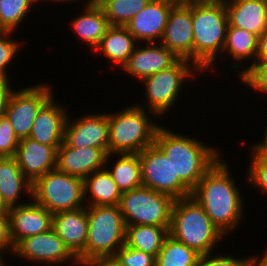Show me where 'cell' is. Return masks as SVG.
<instances>
[{
  "instance_id": "cell-44",
  "label": "cell",
  "mask_w": 267,
  "mask_h": 266,
  "mask_svg": "<svg viewBox=\"0 0 267 266\" xmlns=\"http://www.w3.org/2000/svg\"><path fill=\"white\" fill-rule=\"evenodd\" d=\"M83 266H119L112 259H101L89 262Z\"/></svg>"
},
{
  "instance_id": "cell-4",
  "label": "cell",
  "mask_w": 267,
  "mask_h": 266,
  "mask_svg": "<svg viewBox=\"0 0 267 266\" xmlns=\"http://www.w3.org/2000/svg\"><path fill=\"white\" fill-rule=\"evenodd\" d=\"M169 235L200 255L215 252L225 236L191 196L174 201Z\"/></svg>"
},
{
  "instance_id": "cell-30",
  "label": "cell",
  "mask_w": 267,
  "mask_h": 266,
  "mask_svg": "<svg viewBox=\"0 0 267 266\" xmlns=\"http://www.w3.org/2000/svg\"><path fill=\"white\" fill-rule=\"evenodd\" d=\"M200 254L168 235L156 257L155 266H196Z\"/></svg>"
},
{
  "instance_id": "cell-49",
  "label": "cell",
  "mask_w": 267,
  "mask_h": 266,
  "mask_svg": "<svg viewBox=\"0 0 267 266\" xmlns=\"http://www.w3.org/2000/svg\"><path fill=\"white\" fill-rule=\"evenodd\" d=\"M0 266H5V256L0 259Z\"/></svg>"
},
{
  "instance_id": "cell-26",
  "label": "cell",
  "mask_w": 267,
  "mask_h": 266,
  "mask_svg": "<svg viewBox=\"0 0 267 266\" xmlns=\"http://www.w3.org/2000/svg\"><path fill=\"white\" fill-rule=\"evenodd\" d=\"M22 191L32 198V183L14 157H0V194L5 204L8 207L24 204L20 202Z\"/></svg>"
},
{
  "instance_id": "cell-29",
  "label": "cell",
  "mask_w": 267,
  "mask_h": 266,
  "mask_svg": "<svg viewBox=\"0 0 267 266\" xmlns=\"http://www.w3.org/2000/svg\"><path fill=\"white\" fill-rule=\"evenodd\" d=\"M168 235L169 230L166 227L126 225L125 244L128 247L157 257Z\"/></svg>"
},
{
  "instance_id": "cell-33",
  "label": "cell",
  "mask_w": 267,
  "mask_h": 266,
  "mask_svg": "<svg viewBox=\"0 0 267 266\" xmlns=\"http://www.w3.org/2000/svg\"><path fill=\"white\" fill-rule=\"evenodd\" d=\"M119 266H155L156 257L124 244L111 258Z\"/></svg>"
},
{
  "instance_id": "cell-47",
  "label": "cell",
  "mask_w": 267,
  "mask_h": 266,
  "mask_svg": "<svg viewBox=\"0 0 267 266\" xmlns=\"http://www.w3.org/2000/svg\"><path fill=\"white\" fill-rule=\"evenodd\" d=\"M157 1H165V2H169L173 5H178V4H182L183 0H157Z\"/></svg>"
},
{
  "instance_id": "cell-31",
  "label": "cell",
  "mask_w": 267,
  "mask_h": 266,
  "mask_svg": "<svg viewBox=\"0 0 267 266\" xmlns=\"http://www.w3.org/2000/svg\"><path fill=\"white\" fill-rule=\"evenodd\" d=\"M150 0H95L110 26H125Z\"/></svg>"
},
{
  "instance_id": "cell-19",
  "label": "cell",
  "mask_w": 267,
  "mask_h": 266,
  "mask_svg": "<svg viewBox=\"0 0 267 266\" xmlns=\"http://www.w3.org/2000/svg\"><path fill=\"white\" fill-rule=\"evenodd\" d=\"M57 150L54 146L27 137L20 139L14 158L23 174L33 183L38 177L56 169Z\"/></svg>"
},
{
  "instance_id": "cell-20",
  "label": "cell",
  "mask_w": 267,
  "mask_h": 266,
  "mask_svg": "<svg viewBox=\"0 0 267 266\" xmlns=\"http://www.w3.org/2000/svg\"><path fill=\"white\" fill-rule=\"evenodd\" d=\"M52 96L39 110L34 120L29 138L37 142L54 146H61L64 138V129L68 118V109L58 104ZM54 100V101H53Z\"/></svg>"
},
{
  "instance_id": "cell-2",
  "label": "cell",
  "mask_w": 267,
  "mask_h": 266,
  "mask_svg": "<svg viewBox=\"0 0 267 266\" xmlns=\"http://www.w3.org/2000/svg\"><path fill=\"white\" fill-rule=\"evenodd\" d=\"M192 136L172 132L159 126L154 144L171 162L173 173L191 191L202 177L220 160L221 152Z\"/></svg>"
},
{
  "instance_id": "cell-1",
  "label": "cell",
  "mask_w": 267,
  "mask_h": 266,
  "mask_svg": "<svg viewBox=\"0 0 267 266\" xmlns=\"http://www.w3.org/2000/svg\"><path fill=\"white\" fill-rule=\"evenodd\" d=\"M230 170L228 163L220 158L191 194L225 236L238 229L245 218V198Z\"/></svg>"
},
{
  "instance_id": "cell-10",
  "label": "cell",
  "mask_w": 267,
  "mask_h": 266,
  "mask_svg": "<svg viewBox=\"0 0 267 266\" xmlns=\"http://www.w3.org/2000/svg\"><path fill=\"white\" fill-rule=\"evenodd\" d=\"M138 155L144 187L167 194L174 200L191 196L192 191L174 175L171 162L155 144L146 147Z\"/></svg>"
},
{
  "instance_id": "cell-39",
  "label": "cell",
  "mask_w": 267,
  "mask_h": 266,
  "mask_svg": "<svg viewBox=\"0 0 267 266\" xmlns=\"http://www.w3.org/2000/svg\"><path fill=\"white\" fill-rule=\"evenodd\" d=\"M14 247L12 244L11 234H10V219L8 213H0V253L5 256V252L10 255L12 254ZM4 252V253H3Z\"/></svg>"
},
{
  "instance_id": "cell-37",
  "label": "cell",
  "mask_w": 267,
  "mask_h": 266,
  "mask_svg": "<svg viewBox=\"0 0 267 266\" xmlns=\"http://www.w3.org/2000/svg\"><path fill=\"white\" fill-rule=\"evenodd\" d=\"M19 142L7 116L0 117V157H14Z\"/></svg>"
},
{
  "instance_id": "cell-27",
  "label": "cell",
  "mask_w": 267,
  "mask_h": 266,
  "mask_svg": "<svg viewBox=\"0 0 267 266\" xmlns=\"http://www.w3.org/2000/svg\"><path fill=\"white\" fill-rule=\"evenodd\" d=\"M121 196V190L106 168L94 171L84 179V201L86 206L119 205Z\"/></svg>"
},
{
  "instance_id": "cell-38",
  "label": "cell",
  "mask_w": 267,
  "mask_h": 266,
  "mask_svg": "<svg viewBox=\"0 0 267 266\" xmlns=\"http://www.w3.org/2000/svg\"><path fill=\"white\" fill-rule=\"evenodd\" d=\"M200 255L196 266H250V257L236 258V255L217 254Z\"/></svg>"
},
{
  "instance_id": "cell-7",
  "label": "cell",
  "mask_w": 267,
  "mask_h": 266,
  "mask_svg": "<svg viewBox=\"0 0 267 266\" xmlns=\"http://www.w3.org/2000/svg\"><path fill=\"white\" fill-rule=\"evenodd\" d=\"M202 72L195 64L187 59H180L174 66L169 69L160 71L144 78L141 82L144 83V93L147 111H151L156 116L168 115L167 112L172 110L181 92L182 87L187 80L196 74ZM186 80V81H185ZM182 90V91H181Z\"/></svg>"
},
{
  "instance_id": "cell-28",
  "label": "cell",
  "mask_w": 267,
  "mask_h": 266,
  "mask_svg": "<svg viewBox=\"0 0 267 266\" xmlns=\"http://www.w3.org/2000/svg\"><path fill=\"white\" fill-rule=\"evenodd\" d=\"M115 156L118 157L112 166L109 161ZM111 167V168H110ZM105 168L110 173L112 179L121 192L137 189L142 185L141 164L138 154H108Z\"/></svg>"
},
{
  "instance_id": "cell-41",
  "label": "cell",
  "mask_w": 267,
  "mask_h": 266,
  "mask_svg": "<svg viewBox=\"0 0 267 266\" xmlns=\"http://www.w3.org/2000/svg\"><path fill=\"white\" fill-rule=\"evenodd\" d=\"M263 135V139L260 141H256L254 144H252V148L250 153L251 155H259V156H266L267 157V126L265 128Z\"/></svg>"
},
{
  "instance_id": "cell-16",
  "label": "cell",
  "mask_w": 267,
  "mask_h": 266,
  "mask_svg": "<svg viewBox=\"0 0 267 266\" xmlns=\"http://www.w3.org/2000/svg\"><path fill=\"white\" fill-rule=\"evenodd\" d=\"M144 45L143 47L138 43L122 67L126 75L133 76L132 78H137L140 82L152 74L169 69L180 60L174 52L161 43H144Z\"/></svg>"
},
{
  "instance_id": "cell-40",
  "label": "cell",
  "mask_w": 267,
  "mask_h": 266,
  "mask_svg": "<svg viewBox=\"0 0 267 266\" xmlns=\"http://www.w3.org/2000/svg\"><path fill=\"white\" fill-rule=\"evenodd\" d=\"M9 82V79L0 78V117L5 115L10 96L14 91Z\"/></svg>"
},
{
  "instance_id": "cell-3",
  "label": "cell",
  "mask_w": 267,
  "mask_h": 266,
  "mask_svg": "<svg viewBox=\"0 0 267 266\" xmlns=\"http://www.w3.org/2000/svg\"><path fill=\"white\" fill-rule=\"evenodd\" d=\"M192 24L193 64L202 72L213 70L226 40L228 15L225 1L192 2Z\"/></svg>"
},
{
  "instance_id": "cell-22",
  "label": "cell",
  "mask_w": 267,
  "mask_h": 266,
  "mask_svg": "<svg viewBox=\"0 0 267 266\" xmlns=\"http://www.w3.org/2000/svg\"><path fill=\"white\" fill-rule=\"evenodd\" d=\"M228 26L247 30L258 37L267 30V0H224Z\"/></svg>"
},
{
  "instance_id": "cell-24",
  "label": "cell",
  "mask_w": 267,
  "mask_h": 266,
  "mask_svg": "<svg viewBox=\"0 0 267 266\" xmlns=\"http://www.w3.org/2000/svg\"><path fill=\"white\" fill-rule=\"evenodd\" d=\"M137 44L138 42L125 26H110L93 53L103 54L102 56L108 59V65L112 63L111 67L122 69Z\"/></svg>"
},
{
  "instance_id": "cell-25",
  "label": "cell",
  "mask_w": 267,
  "mask_h": 266,
  "mask_svg": "<svg viewBox=\"0 0 267 266\" xmlns=\"http://www.w3.org/2000/svg\"><path fill=\"white\" fill-rule=\"evenodd\" d=\"M82 13L71 20V29L80 38L82 43H86L93 51L99 45L101 39L110 27L108 18L96 2L82 6Z\"/></svg>"
},
{
  "instance_id": "cell-13",
  "label": "cell",
  "mask_w": 267,
  "mask_h": 266,
  "mask_svg": "<svg viewBox=\"0 0 267 266\" xmlns=\"http://www.w3.org/2000/svg\"><path fill=\"white\" fill-rule=\"evenodd\" d=\"M78 118V119H77ZM76 119L68 116L63 142L73 148L95 147L109 154L108 113H86Z\"/></svg>"
},
{
  "instance_id": "cell-17",
  "label": "cell",
  "mask_w": 267,
  "mask_h": 266,
  "mask_svg": "<svg viewBox=\"0 0 267 266\" xmlns=\"http://www.w3.org/2000/svg\"><path fill=\"white\" fill-rule=\"evenodd\" d=\"M52 229L77 258L80 266L85 265V246L88 235L87 206L53 214Z\"/></svg>"
},
{
  "instance_id": "cell-36",
  "label": "cell",
  "mask_w": 267,
  "mask_h": 266,
  "mask_svg": "<svg viewBox=\"0 0 267 266\" xmlns=\"http://www.w3.org/2000/svg\"><path fill=\"white\" fill-rule=\"evenodd\" d=\"M250 162L247 169L246 178L251 186L258 187L261 191L267 195V157L259 155H251Z\"/></svg>"
},
{
  "instance_id": "cell-42",
  "label": "cell",
  "mask_w": 267,
  "mask_h": 266,
  "mask_svg": "<svg viewBox=\"0 0 267 266\" xmlns=\"http://www.w3.org/2000/svg\"><path fill=\"white\" fill-rule=\"evenodd\" d=\"M256 61H267V30L258 37Z\"/></svg>"
},
{
  "instance_id": "cell-12",
  "label": "cell",
  "mask_w": 267,
  "mask_h": 266,
  "mask_svg": "<svg viewBox=\"0 0 267 266\" xmlns=\"http://www.w3.org/2000/svg\"><path fill=\"white\" fill-rule=\"evenodd\" d=\"M12 256L20 257L19 260L28 261L30 265L33 263L35 266L37 263L39 265L43 263L42 265L45 264V266L66 265L68 263L80 266L77 258L64 245L62 239L53 229L23 239L14 248Z\"/></svg>"
},
{
  "instance_id": "cell-14",
  "label": "cell",
  "mask_w": 267,
  "mask_h": 266,
  "mask_svg": "<svg viewBox=\"0 0 267 266\" xmlns=\"http://www.w3.org/2000/svg\"><path fill=\"white\" fill-rule=\"evenodd\" d=\"M159 43L193 63L192 2L172 6Z\"/></svg>"
},
{
  "instance_id": "cell-8",
  "label": "cell",
  "mask_w": 267,
  "mask_h": 266,
  "mask_svg": "<svg viewBox=\"0 0 267 266\" xmlns=\"http://www.w3.org/2000/svg\"><path fill=\"white\" fill-rule=\"evenodd\" d=\"M32 199L52 214L86 207L84 179L54 169L32 183Z\"/></svg>"
},
{
  "instance_id": "cell-9",
  "label": "cell",
  "mask_w": 267,
  "mask_h": 266,
  "mask_svg": "<svg viewBox=\"0 0 267 266\" xmlns=\"http://www.w3.org/2000/svg\"><path fill=\"white\" fill-rule=\"evenodd\" d=\"M174 199L148 187L122 192L119 208L126 225H171V212Z\"/></svg>"
},
{
  "instance_id": "cell-15",
  "label": "cell",
  "mask_w": 267,
  "mask_h": 266,
  "mask_svg": "<svg viewBox=\"0 0 267 266\" xmlns=\"http://www.w3.org/2000/svg\"><path fill=\"white\" fill-rule=\"evenodd\" d=\"M30 200V202H27ZM9 207L10 234L15 248L23 239L52 229L53 214L32 198Z\"/></svg>"
},
{
  "instance_id": "cell-34",
  "label": "cell",
  "mask_w": 267,
  "mask_h": 266,
  "mask_svg": "<svg viewBox=\"0 0 267 266\" xmlns=\"http://www.w3.org/2000/svg\"><path fill=\"white\" fill-rule=\"evenodd\" d=\"M248 90L267 94V61H255V63L238 78Z\"/></svg>"
},
{
  "instance_id": "cell-5",
  "label": "cell",
  "mask_w": 267,
  "mask_h": 266,
  "mask_svg": "<svg viewBox=\"0 0 267 266\" xmlns=\"http://www.w3.org/2000/svg\"><path fill=\"white\" fill-rule=\"evenodd\" d=\"M155 114L141 104L108 113L109 154H139L153 145L159 124L149 117ZM155 121V122H154Z\"/></svg>"
},
{
  "instance_id": "cell-32",
  "label": "cell",
  "mask_w": 267,
  "mask_h": 266,
  "mask_svg": "<svg viewBox=\"0 0 267 266\" xmlns=\"http://www.w3.org/2000/svg\"><path fill=\"white\" fill-rule=\"evenodd\" d=\"M38 0H0V31L14 32Z\"/></svg>"
},
{
  "instance_id": "cell-46",
  "label": "cell",
  "mask_w": 267,
  "mask_h": 266,
  "mask_svg": "<svg viewBox=\"0 0 267 266\" xmlns=\"http://www.w3.org/2000/svg\"><path fill=\"white\" fill-rule=\"evenodd\" d=\"M9 207L3 201L1 194H0V213H8Z\"/></svg>"
},
{
  "instance_id": "cell-43",
  "label": "cell",
  "mask_w": 267,
  "mask_h": 266,
  "mask_svg": "<svg viewBox=\"0 0 267 266\" xmlns=\"http://www.w3.org/2000/svg\"><path fill=\"white\" fill-rule=\"evenodd\" d=\"M262 256L254 255L250 257V266H267V248ZM260 256V258H259Z\"/></svg>"
},
{
  "instance_id": "cell-11",
  "label": "cell",
  "mask_w": 267,
  "mask_h": 266,
  "mask_svg": "<svg viewBox=\"0 0 267 266\" xmlns=\"http://www.w3.org/2000/svg\"><path fill=\"white\" fill-rule=\"evenodd\" d=\"M52 89L50 84L42 82L12 92L5 115L19 139L30 136L37 113L53 96Z\"/></svg>"
},
{
  "instance_id": "cell-18",
  "label": "cell",
  "mask_w": 267,
  "mask_h": 266,
  "mask_svg": "<svg viewBox=\"0 0 267 266\" xmlns=\"http://www.w3.org/2000/svg\"><path fill=\"white\" fill-rule=\"evenodd\" d=\"M173 4L150 0L146 7L135 15L125 27L140 44L159 43Z\"/></svg>"
},
{
  "instance_id": "cell-23",
  "label": "cell",
  "mask_w": 267,
  "mask_h": 266,
  "mask_svg": "<svg viewBox=\"0 0 267 266\" xmlns=\"http://www.w3.org/2000/svg\"><path fill=\"white\" fill-rule=\"evenodd\" d=\"M258 48V36L244 29H240L234 26H228L226 30V40L222 51V60L227 53L228 56L234 60L231 64L234 70L238 69L237 76L240 78L256 61ZM225 53V54H224ZM252 58V59H251ZM247 62L250 60L251 63L247 67H239L241 62Z\"/></svg>"
},
{
  "instance_id": "cell-45",
  "label": "cell",
  "mask_w": 267,
  "mask_h": 266,
  "mask_svg": "<svg viewBox=\"0 0 267 266\" xmlns=\"http://www.w3.org/2000/svg\"><path fill=\"white\" fill-rule=\"evenodd\" d=\"M42 1H45V0H38V2H42ZM46 1H53V3L55 2H57V3H59V1L61 2V3H63L64 4V2H65V4L67 3V2H69V3H72V2H77L78 0H46ZM95 2V0H85V3H84V6H87V5H90V4H93Z\"/></svg>"
},
{
  "instance_id": "cell-48",
  "label": "cell",
  "mask_w": 267,
  "mask_h": 266,
  "mask_svg": "<svg viewBox=\"0 0 267 266\" xmlns=\"http://www.w3.org/2000/svg\"><path fill=\"white\" fill-rule=\"evenodd\" d=\"M205 1H222V0H183V3H190V2H205Z\"/></svg>"
},
{
  "instance_id": "cell-6",
  "label": "cell",
  "mask_w": 267,
  "mask_h": 266,
  "mask_svg": "<svg viewBox=\"0 0 267 266\" xmlns=\"http://www.w3.org/2000/svg\"><path fill=\"white\" fill-rule=\"evenodd\" d=\"M85 264L111 259L125 244L126 224L118 205L87 206Z\"/></svg>"
},
{
  "instance_id": "cell-21",
  "label": "cell",
  "mask_w": 267,
  "mask_h": 266,
  "mask_svg": "<svg viewBox=\"0 0 267 266\" xmlns=\"http://www.w3.org/2000/svg\"><path fill=\"white\" fill-rule=\"evenodd\" d=\"M107 154L99 148H73L62 142L57 150L56 169L85 179L94 171L105 168Z\"/></svg>"
},
{
  "instance_id": "cell-35",
  "label": "cell",
  "mask_w": 267,
  "mask_h": 266,
  "mask_svg": "<svg viewBox=\"0 0 267 266\" xmlns=\"http://www.w3.org/2000/svg\"><path fill=\"white\" fill-rule=\"evenodd\" d=\"M14 32L0 31V78L8 79V67L17 56L22 44L21 42L13 39Z\"/></svg>"
}]
</instances>
